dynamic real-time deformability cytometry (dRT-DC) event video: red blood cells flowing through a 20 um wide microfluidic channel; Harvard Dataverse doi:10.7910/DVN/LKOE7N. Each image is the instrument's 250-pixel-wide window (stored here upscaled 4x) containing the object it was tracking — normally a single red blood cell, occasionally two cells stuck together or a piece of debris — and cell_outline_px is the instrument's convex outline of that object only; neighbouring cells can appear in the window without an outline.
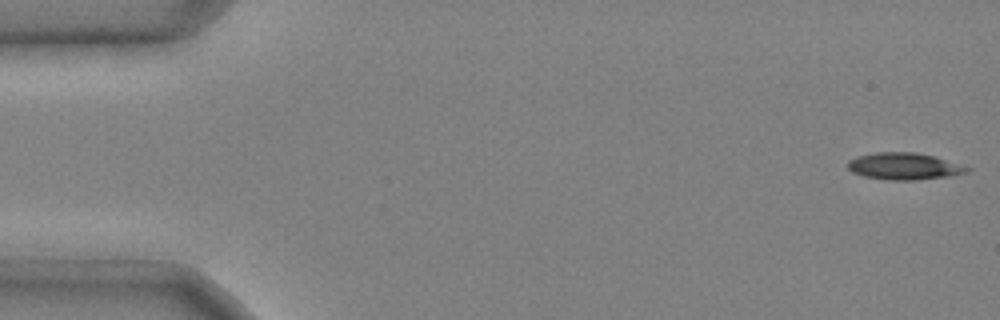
{"species": "common noctule bat (a hibernating species)", "species_latin": "Nyctalus noctula", "temperature_condition": "cold", "stored_images_in_passage": 48, "camera_frame_rate_fps": 3000, "um_per_image_px": 0.085, "animal": {"sex": "male", "body_mass_g": 20.4}, "frame": {"image": 1, "passage_image": 1, "time_ms": 0.0, "image_size_px": [1000, 320], "cell_outline_px": [[972, 168], [968, 172], [948, 176], [916, 180], [884, 180], [864, 176], [852, 172], [848, 168], [848, 160], [856, 156], [876, 152], [912, 152], [932, 156], [960, 164]], "centroid_in_image_um": [76.81, 14.13], "position_along_channel_um": 8.2, "area_um2": 18.61}}
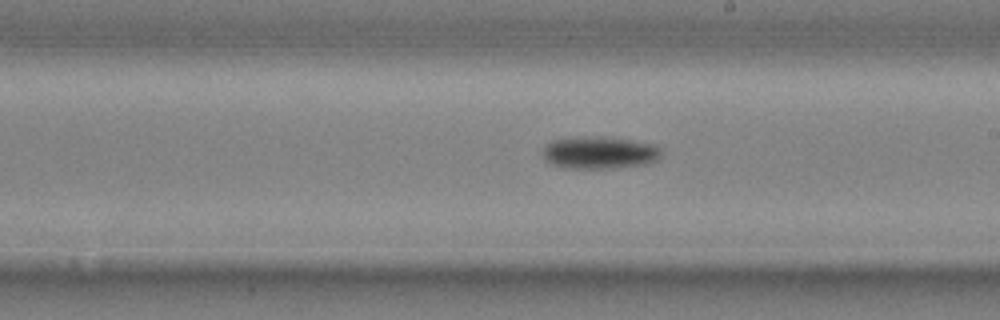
{"frame": {"image": 2, "passage_image": 28, "time_ms": 9.0, "image_size_px": [1000, 320], "cell_outline_px": [[660, 156], [656, 160], [648, 164], [612, 168], [568, 168], [552, 164], [544, 156], [544, 148], [552, 140], [632, 140], [656, 144], [660, 148]], "centroid_in_image_um": [51.05, 13.04], "position_along_channel_um": 237.9, "area_um2": 20.87}}
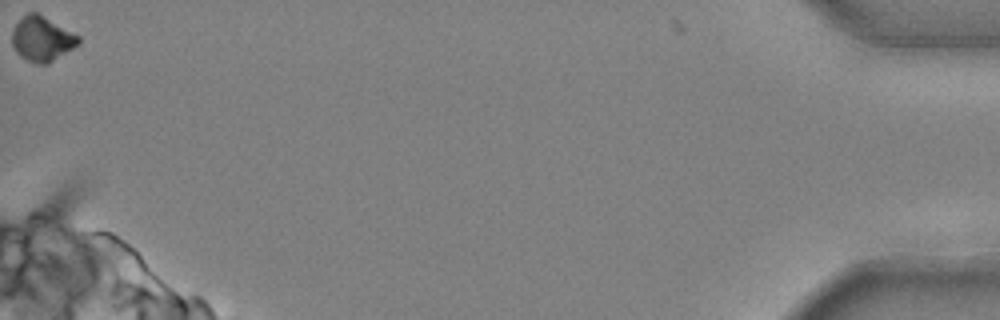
{"frame": {"image": 3, "passage_image": 48, "time_ms": 15.667, "image_size_px": [1000, 320], "cell_outline_px": [[80, 44], [48, 64], [40, 64], [28, 60], [20, 56], [16, 52], [12, 44], [12, 32], [16, 24], [28, 12], [36, 12], [80, 36]], "centroid_in_image_um": [3.58, 3.31], "position_along_channel_um": 431.6, "area_um2": 17.17}, "authors_computed_cell_mechanics": {"area_um2": 19.8543, "velocity_mm_per_s": 3.9986, "shape_relaxation_time_tau1_ms": 3.7607, "shape_relaxation_time_tau2_ms": null, "deformation_change_tau1": 0.1378, "deformation_change_tau2": null}}